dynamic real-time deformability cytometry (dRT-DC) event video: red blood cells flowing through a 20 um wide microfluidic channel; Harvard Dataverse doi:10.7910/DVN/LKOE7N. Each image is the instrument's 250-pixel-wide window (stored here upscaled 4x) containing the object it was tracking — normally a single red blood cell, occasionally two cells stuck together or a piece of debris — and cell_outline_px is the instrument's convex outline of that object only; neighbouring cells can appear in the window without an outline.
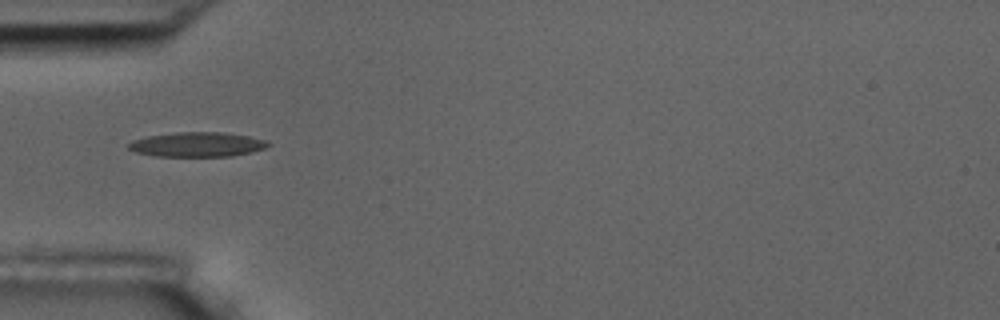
{"species": "common noctule bat (a hibernating species)", "species_latin": "Nyctalus noctula", "temperature_condition": "room temperature", "stored_images_in_passage": 3, "camera_frame_rate_fps": 3000, "um_per_image_px": 0.085, "animal": {"sex": "male", "body_mass_g": 17.5, "forearm_length_mm": 52.3}, "frame": {"image": 1, "passage_image": 1, "time_ms": 0.0, "image_size_px": [1000, 320], "cell_outline_px": [[272, 144], [264, 148], [252, 152], [232, 156], [156, 156], [136, 152], [128, 148], [128, 144], [132, 140], [148, 136], [176, 132], [220, 132], [248, 136], [264, 140]], "centroid_in_image_um": [16.75, 12.28], "position_along_channel_um": 68.2, "area_um2": 19.88}}